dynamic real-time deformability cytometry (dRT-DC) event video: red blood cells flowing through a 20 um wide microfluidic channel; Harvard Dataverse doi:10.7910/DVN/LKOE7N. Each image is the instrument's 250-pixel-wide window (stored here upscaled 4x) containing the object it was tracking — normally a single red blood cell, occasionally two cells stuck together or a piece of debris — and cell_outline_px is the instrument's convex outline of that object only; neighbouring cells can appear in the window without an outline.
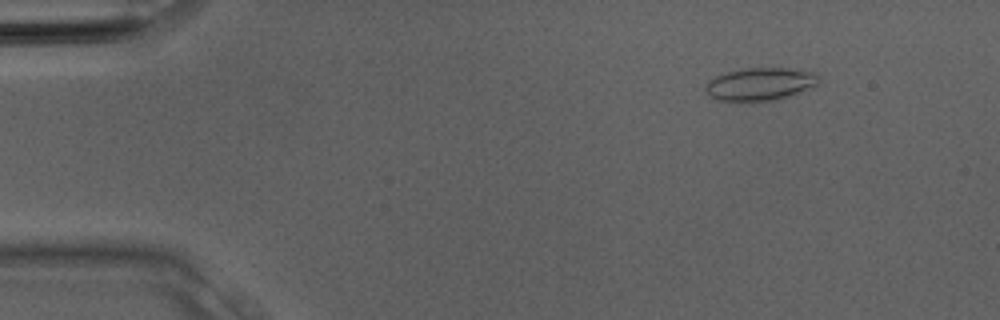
{"species": "Egyptian fruit bat (a non-hibernating species)", "species_latin": "Rousettus aegyptiacus", "temperature_condition": "room temperature", "stored_images_in_passage": 4, "camera_frame_rate_fps": 3000, "um_per_image_px": 0.085, "animal": {"sex": "male"}, "frame": {"image": 1, "passage_image": 2, "time_ms": 0.333, "image_size_px": [1000, 320], "cell_outline_px": [[816, 84], [776, 100], [716, 100], [704, 88], [708, 80], [716, 76], [728, 72], [748, 68], [788, 68], [816, 72]], "centroid_in_image_um": [64.56, 7.12], "position_along_channel_um": 20.4, "area_um2": 20.81}}